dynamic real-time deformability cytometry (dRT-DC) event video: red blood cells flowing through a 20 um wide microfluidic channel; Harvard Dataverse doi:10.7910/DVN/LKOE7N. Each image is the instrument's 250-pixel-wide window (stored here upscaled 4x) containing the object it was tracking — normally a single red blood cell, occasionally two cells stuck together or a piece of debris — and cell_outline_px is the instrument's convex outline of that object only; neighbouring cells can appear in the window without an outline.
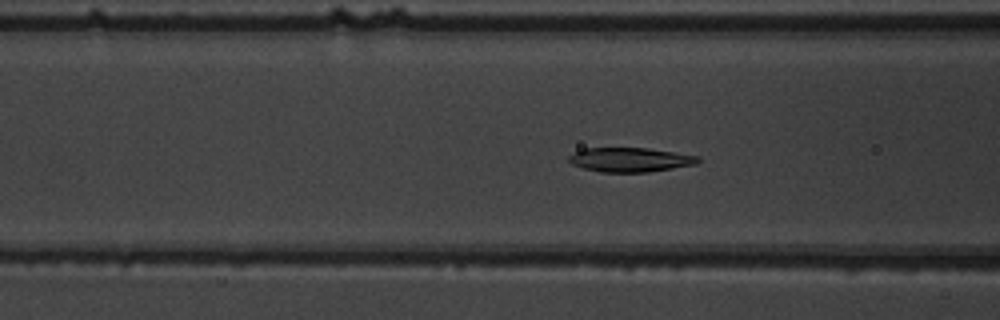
{"species": "common noctule bat (a hibernating species)", "species_latin": "Nyctalus noctula", "temperature_condition": "warm", "stored_images_in_passage": 57, "camera_frame_rate_fps": 3000, "um_per_image_px": 0.085, "animal": {"sex": "male", "body_mass_g": 19.5, "forearm_length_mm": 54.6}, "frame": {"image": 1, "passage_image": 24, "time_ms": 7.667, "image_size_px": [1000, 320], "cell_outline_px": [[700, 160], [696, 164], [648, 172], [600, 172], [584, 168], [572, 164], [568, 160], [568, 156], [584, 148], [648, 148], [700, 156]], "centroid_in_image_um": [53.57, 13.57], "position_along_channel_um": 113.0, "area_um2": 18.21}}
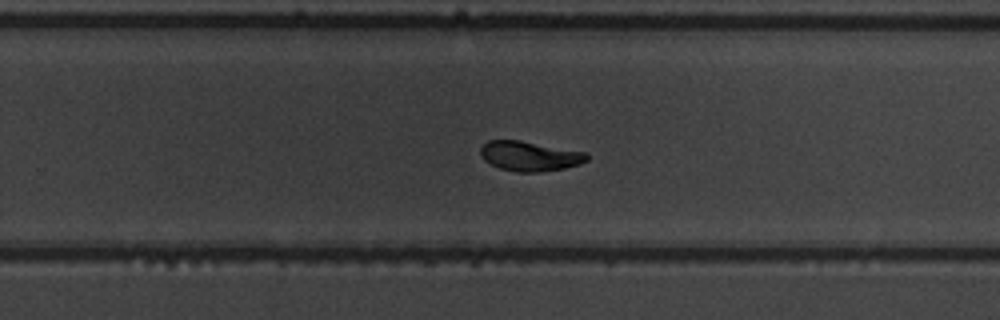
{"frame": {"image": 2, "passage_image": 38, "time_ms": 12.333, "image_size_px": [1000, 320], "cell_outline_px": [[588, 160], [580, 164], [564, 168], [540, 172], [516, 172], [500, 168], [484, 160], [480, 156], [480, 148], [488, 140], [520, 140], [584, 152], [588, 156]], "centroid_in_image_um": [45.0, 13.27], "position_along_channel_um": 284.8, "area_um2": 18.38}}
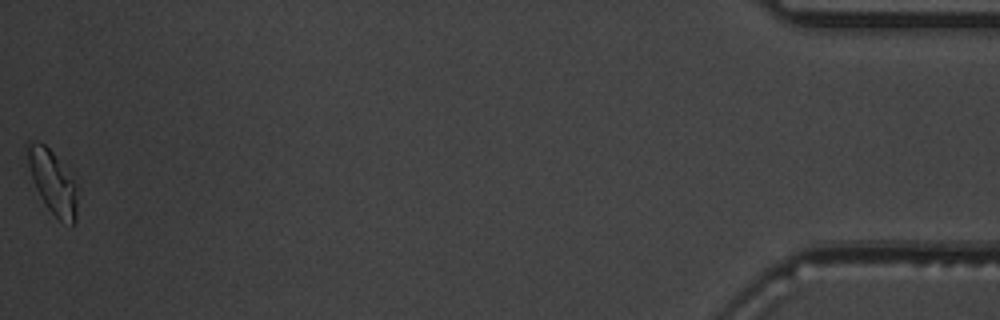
{"frame": {"image": 3, "passage_image": 57, "time_ms": 18.667, "image_size_px": [1000, 320], "cell_outline_px": [[76, 220], [72, 224], [60, 220], [44, 204], [36, 188], [28, 164], [24, 144], [28, 140], [36, 140], [44, 144], [52, 152], [72, 180], [76, 188]], "centroid_in_image_um": [4.41, 15.42], "position_along_channel_um": 430.8, "area_um2": 17.86}, "authors_computed_cell_mechanics": {"area_um2": 18.9006, "velocity_mm_per_s": 3.6841, "shape_relaxation_time_tau1_ms": 3.6641, "shape_relaxation_time_tau2_ms": 3.3735, "deformation_change_tau1": 0.1618, "deformation_change_tau2": 0.0582}}